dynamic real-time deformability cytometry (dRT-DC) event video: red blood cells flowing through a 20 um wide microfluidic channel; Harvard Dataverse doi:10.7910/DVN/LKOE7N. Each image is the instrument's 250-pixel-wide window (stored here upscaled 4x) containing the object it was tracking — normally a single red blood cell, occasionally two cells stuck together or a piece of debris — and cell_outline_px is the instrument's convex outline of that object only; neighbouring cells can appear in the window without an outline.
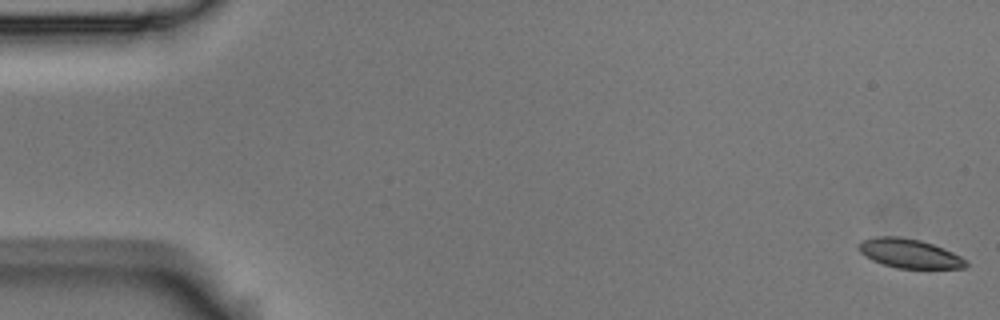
{"species": "Egyptian fruit bat (a non-hibernating species)", "species_latin": "Rousettus aegyptiacus", "temperature_condition": "room temperature", "stored_images_in_passage": 59, "camera_frame_rate_fps": 3000, "um_per_image_px": 0.085, "animal": {"sex": "male"}, "frame": {"image": 1, "passage_image": 1, "time_ms": 0.0, "image_size_px": [1000, 320], "cell_outline_px": [[968, 264], [964, 268], [896, 268], [872, 260], [864, 256], [856, 248], [856, 244], [860, 240], [876, 236], [896, 236], [920, 240], [944, 248], [960, 256]], "centroid_in_image_um": [77.22, 21.53], "position_along_channel_um": 7.8, "area_um2": 18.26}}
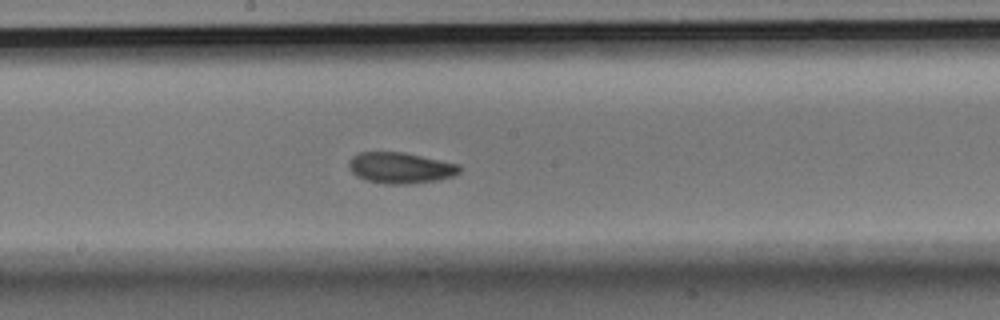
{"frame": {"image": 2, "passage_image": 31, "time_ms": 10.0, "image_size_px": [1000, 320], "cell_outline_px": [[460, 172], [452, 176], [440, 180], [408, 184], [384, 184], [364, 180], [356, 176], [348, 168], [348, 160], [352, 156], [360, 152], [404, 152], [460, 164]], "centroid_in_image_um": [34.01, 14.27], "position_along_channel_um": 214.2, "area_um2": 20.29}}
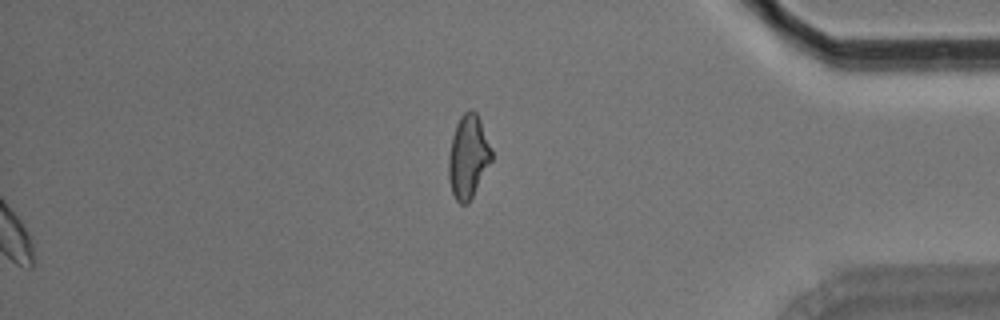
{"frame": {"image": 3, "passage_image": 59, "time_ms": 19.333, "image_size_px": [1000, 320], "cell_outline_px": [[492, 160], [468, 204], [460, 204], [456, 200], [452, 192], [448, 176], [448, 156], [452, 136], [456, 124], [460, 116], [464, 112], [472, 108], [476, 112], [480, 120], [492, 148]], "centroid_in_image_um": [39.79, 13.3], "position_along_channel_um": 395.4, "area_um2": 20.92}, "authors_computed_cell_mechanics": {"area_um2": 19.4786, "velocity_mm_per_s": 3.5056, "shape_relaxation_time_tau1_ms": 4.6261, "shape_relaxation_time_tau2_ms": 2.8512, "deformation_change_tau1": 0.1019, "deformation_change_tau2": 0.0773}}